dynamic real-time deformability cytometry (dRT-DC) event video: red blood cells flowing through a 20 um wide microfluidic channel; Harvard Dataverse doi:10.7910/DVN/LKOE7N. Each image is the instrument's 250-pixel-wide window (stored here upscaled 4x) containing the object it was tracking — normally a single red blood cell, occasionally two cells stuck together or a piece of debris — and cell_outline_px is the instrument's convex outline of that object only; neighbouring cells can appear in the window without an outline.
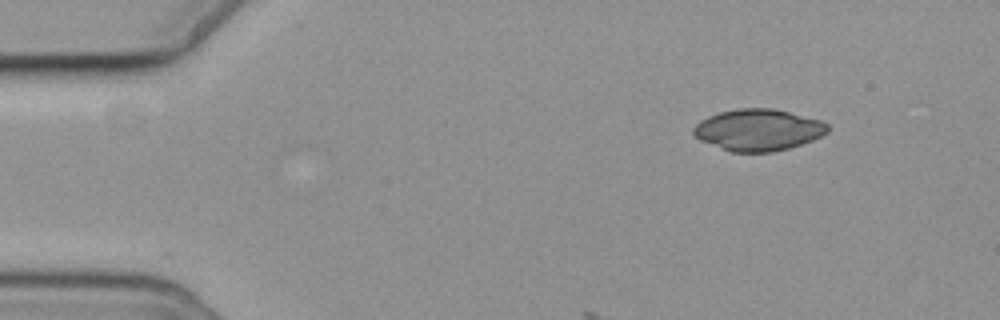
{"species": "common noctule bat (a hibernating species)", "species_latin": "Nyctalus noctula", "temperature_condition": "cold", "stored_images_in_passage": 3, "camera_frame_rate_fps": 3000, "um_per_image_px": 0.085, "animal": {"sex": "female", "body_mass_g": 19.3, "forearm_length_mm": 54.1}, "frame": {"image": 1, "passage_image": 3, "time_ms": 3.333, "image_size_px": [1000, 320], "cell_outline_px": [[828, 132], [812, 140], [788, 148], [772, 152], [728, 152], [700, 140], [692, 132], [692, 128], [700, 120], [708, 116], [720, 112], [736, 108], [772, 108], [820, 120], [828, 124]], "centroid_in_image_um": [64.41, 11.04], "position_along_channel_um": 20.6, "area_um2": 32.48}}